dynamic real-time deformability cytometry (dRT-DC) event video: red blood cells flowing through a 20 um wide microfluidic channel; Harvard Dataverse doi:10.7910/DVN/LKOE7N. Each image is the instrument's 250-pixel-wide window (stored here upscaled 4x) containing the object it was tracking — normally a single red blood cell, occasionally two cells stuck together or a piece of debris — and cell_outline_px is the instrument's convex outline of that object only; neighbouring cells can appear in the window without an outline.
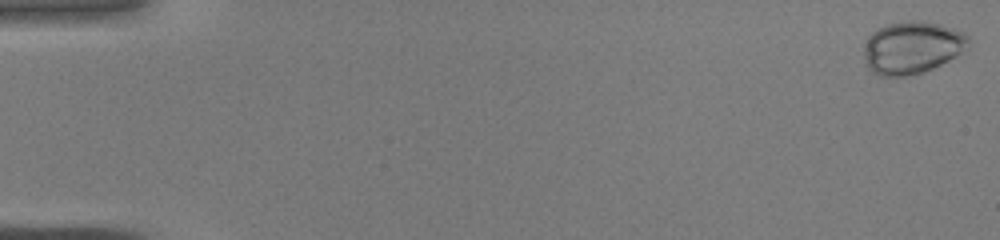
{"species": "common noctule bat (a hibernating species)", "species_latin": "Nyctalus noctula", "temperature_condition": "warm", "stored_images_in_passage": 44, "camera_frame_rate_fps": 3000, "um_per_image_px": 0.085, "animal": {"sex": "male", "body_mass_g": 19.0, "forearm_length_mm": 50.8}, "frame": {"image": 1, "passage_image": 1, "time_ms": 0.0, "image_size_px": [1000, 240], "cell_outline_px": [[968, 44], [960, 52], [948, 60], [932, 68], [920, 72], [904, 76], [880, 76], [872, 72], [868, 68], [864, 60], [864, 44], [868, 36], [872, 32], [888, 24], [908, 20], [924, 20], [940, 24], [964, 32], [968, 36]], "centroid_in_image_um": [77.48, 4.02], "position_along_channel_um": 7.5, "area_um2": 31.73}}
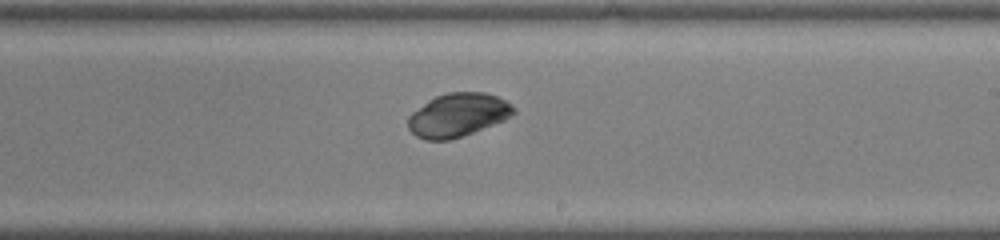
{"frame": {"image": 2, "passage_image": 27, "time_ms": 8.667, "image_size_px": [1000, 240], "cell_outline_px": [[516, 112], [504, 120], [472, 132], [448, 140], [424, 140], [416, 136], [408, 128], [408, 116], [412, 112], [428, 100], [436, 96], [448, 92], [484, 92], [496, 96], [512, 104], [516, 108]], "centroid_in_image_um": [38.91, 9.77], "position_along_channel_um": 250.1, "area_um2": 26.59}}
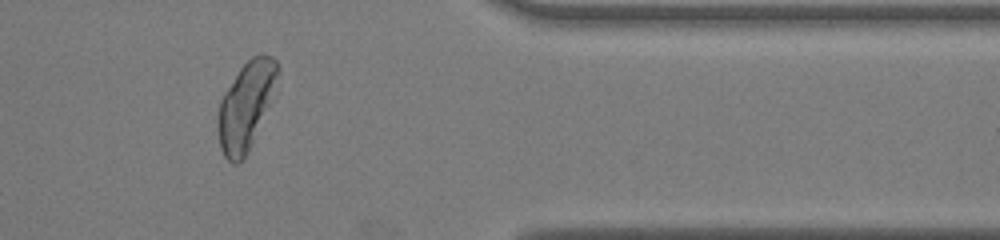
{"frame": {"image": 3, "passage_image": 37, "time_ms": 12.0, "image_size_px": [1000, 240], "cell_outline_px": [[280, 72], [276, 96], [248, 152], [236, 164], [232, 164], [224, 156], [220, 148], [216, 128], [216, 124], [220, 100], [224, 92], [240, 68], [252, 56], [260, 52], [272, 56], [276, 60], [280, 68]], "centroid_in_image_um": [20.96, 8.96], "position_along_channel_um": 390.4, "area_um2": 31.62}}